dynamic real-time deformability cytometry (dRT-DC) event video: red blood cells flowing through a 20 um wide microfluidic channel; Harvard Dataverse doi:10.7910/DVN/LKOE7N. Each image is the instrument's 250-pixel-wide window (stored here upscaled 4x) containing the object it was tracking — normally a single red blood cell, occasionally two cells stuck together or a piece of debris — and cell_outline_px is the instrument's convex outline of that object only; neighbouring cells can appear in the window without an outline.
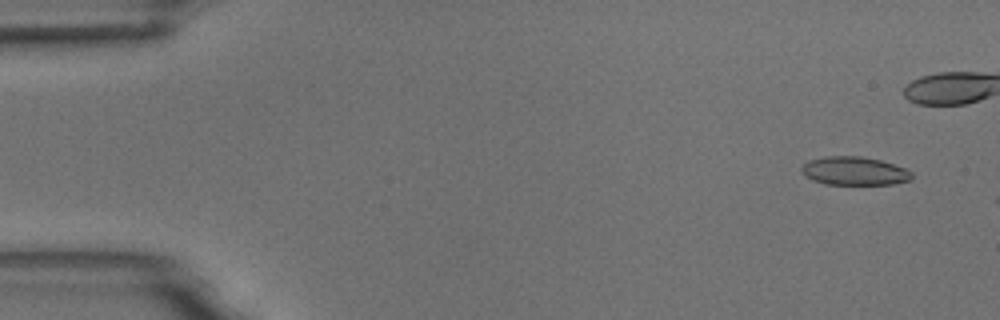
{"species": "common noctule bat (a hibernating species)", "species_latin": "Nyctalus noctula", "temperature_condition": "room temperature", "stored_images_in_passage": 5, "camera_frame_rate_fps": 3000, "um_per_image_px": 0.085, "animal": {"sex": "male", "body_mass_g": 18.8}, "frame": {"image": 1, "passage_image": 1, "time_ms": 0.0, "image_size_px": [1000, 320], "cell_outline_px": [[912, 180], [892, 184], [824, 184], [812, 180], [800, 168], [808, 160], [824, 156], [860, 156], [880, 160], [904, 168], [912, 172]], "centroid_in_image_um": [72.63, 14.53], "position_along_channel_um": 12.4, "area_um2": 18.15}}